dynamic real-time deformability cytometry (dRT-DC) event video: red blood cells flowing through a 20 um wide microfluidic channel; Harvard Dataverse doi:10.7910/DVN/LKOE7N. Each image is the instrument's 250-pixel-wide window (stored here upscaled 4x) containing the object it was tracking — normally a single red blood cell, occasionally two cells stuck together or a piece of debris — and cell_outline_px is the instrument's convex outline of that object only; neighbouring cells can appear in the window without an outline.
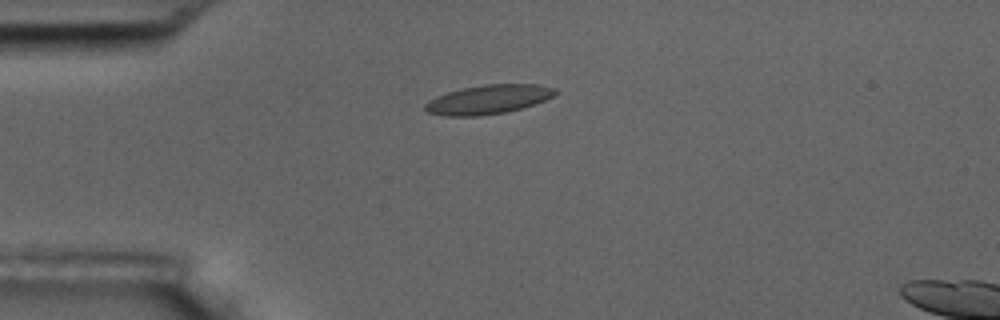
{"species": "common noctule bat (a hibernating species)", "species_latin": "Nyctalus noctula", "temperature_condition": "room temperature", "stored_images_in_passage": 4, "camera_frame_rate_fps": 3000, "um_per_image_px": 0.085, "animal": {"sex": "male", "body_mass_g": 17.5, "forearm_length_mm": 52.3}, "frame": {"image": 1, "passage_image": 1, "time_ms": 0.0, "image_size_px": [1000, 320], "cell_outline_px": [[556, 92], [552, 96], [544, 100], [524, 108], [504, 112], [480, 116], [444, 116], [428, 112], [424, 108], [424, 104], [428, 100], [436, 96], [448, 92], [464, 88], [484, 84], [536, 84], [556, 88]], "centroid_in_image_um": [41.48, 8.46], "position_along_channel_um": 43.5, "area_um2": 22.02}}